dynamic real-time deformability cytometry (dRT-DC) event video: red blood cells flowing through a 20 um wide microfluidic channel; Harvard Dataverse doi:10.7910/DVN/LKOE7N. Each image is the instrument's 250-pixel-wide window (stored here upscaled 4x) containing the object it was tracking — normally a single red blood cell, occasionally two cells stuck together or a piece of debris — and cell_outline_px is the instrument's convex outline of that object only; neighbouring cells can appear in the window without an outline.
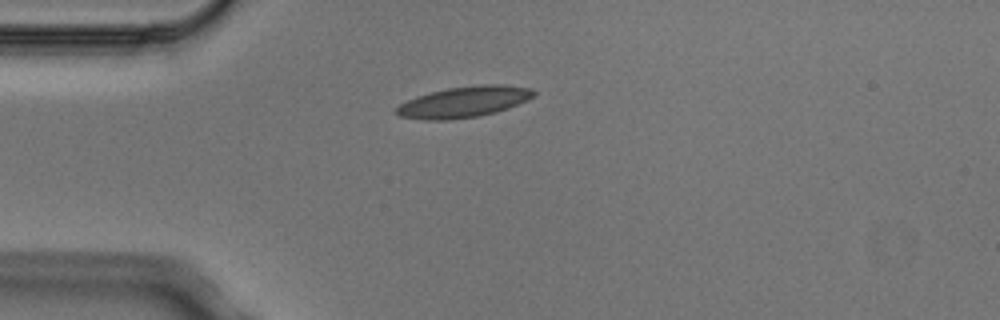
{"species": "Egyptian fruit bat (a non-hibernating species)", "species_latin": "Rousettus aegyptiacus", "temperature_condition": "cold", "stored_images_in_passage": 1, "camera_frame_rate_fps": 3000, "um_per_image_px": 0.085, "animal": {"sex": "male"}, "frame": {"image": 1, "passage_image": 1, "time_ms": 0.0, "image_size_px": [1000, 320], "cell_outline_px": [[536, 92], [532, 96], [508, 108], [496, 112], [476, 116], [452, 120], [424, 120], [400, 116], [392, 112], [400, 104], [416, 96], [448, 88], [480, 84], [504, 84], [532, 88]], "centroid_in_image_um": [39.4, 8.66], "position_along_channel_um": 45.6, "area_um2": 24.68}}